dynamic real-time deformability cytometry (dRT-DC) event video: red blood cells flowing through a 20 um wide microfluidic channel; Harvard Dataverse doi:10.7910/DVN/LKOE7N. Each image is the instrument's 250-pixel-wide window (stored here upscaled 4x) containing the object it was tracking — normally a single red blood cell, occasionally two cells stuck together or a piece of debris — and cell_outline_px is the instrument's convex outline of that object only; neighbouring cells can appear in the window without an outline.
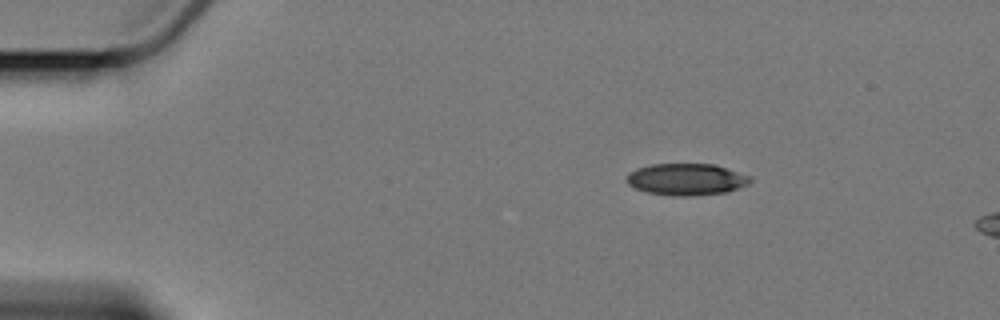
{"species": "Egyptian fruit bat (a non-hibernating species)", "species_latin": "Rousettus aegyptiacus", "temperature_condition": "cold", "stored_images_in_passage": 4, "camera_frame_rate_fps": 3000, "um_per_image_px": 0.085, "animal": {"sex": "female"}, "frame": {"image": 1, "passage_image": 4, "time_ms": 4.667, "image_size_px": [1000, 320], "cell_outline_px": [[752, 180], [748, 184], [728, 192], [692, 196], [680, 196], [648, 192], [636, 188], [628, 184], [628, 172], [636, 168], [652, 164], [712, 164], [752, 176]], "centroid_in_image_um": [58.37, 15.24], "position_along_channel_um": 26.6, "area_um2": 22.72}}